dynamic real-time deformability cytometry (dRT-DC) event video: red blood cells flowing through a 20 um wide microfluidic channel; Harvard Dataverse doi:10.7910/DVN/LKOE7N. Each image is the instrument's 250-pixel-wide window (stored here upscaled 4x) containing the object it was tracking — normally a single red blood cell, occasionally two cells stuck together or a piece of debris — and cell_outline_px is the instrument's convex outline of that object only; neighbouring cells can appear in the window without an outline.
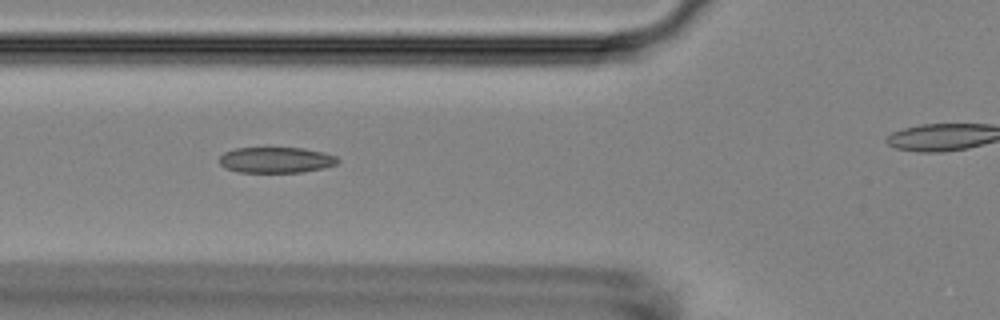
{"species": "Egyptian fruit bat (a non-hibernating species)", "species_latin": "Rousettus aegyptiacus", "temperature_condition": "room temperature", "stored_images_in_passage": 33, "camera_frame_rate_fps": 3000, "um_per_image_px": 0.085, "animal": {"sex": "female"}, "frame": {"image": 1, "passage_image": 5, "time_ms": 1.333, "image_size_px": [1000, 320], "cell_outline_px": [[340, 160], [336, 164], [324, 168], [300, 172], [240, 172], [228, 168], [220, 164], [220, 156], [224, 152], [236, 148], [264, 144], [304, 148], [324, 152], [336, 156]], "centroid_in_image_um": [23.46, 13.53], "position_along_channel_um": 102.3, "area_um2": 18.67}}
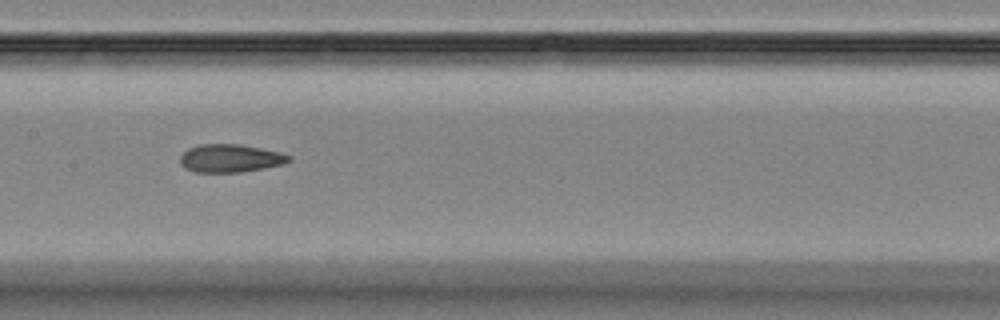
{"frame": {"image": 2, "passage_image": 12, "time_ms": 3.667, "image_size_px": [1000, 320], "cell_outline_px": [[292, 160], [284, 164], [264, 168], [240, 172], [196, 172], [184, 168], [180, 164], [180, 156], [188, 148], [200, 144], [240, 144], [280, 152], [292, 156]], "centroid_in_image_um": [19.58, 13.45], "position_along_channel_um": 187.8, "area_um2": 17.86}}
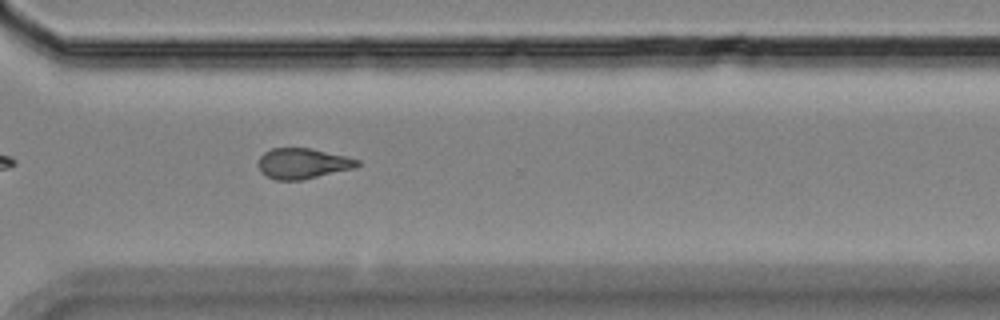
{"frame": {"image": 3, "passage_image": 25, "time_ms": 8.0, "image_size_px": [1000, 320], "cell_outline_px": [[360, 164], [356, 168], [300, 180], [276, 180], [260, 172], [260, 156], [264, 152], [272, 148], [312, 148], [348, 156], [360, 160]], "centroid_in_image_um": [25.78, 13.88], "position_along_channel_um": 344.8, "area_um2": 17.63}, "authors_computed_cell_mechanics": {"area_um2": 18.0336, "velocity_mm_per_s": 3.6328, "shape_relaxation_time_tau1_ms": 10.8372, "shape_relaxation_time_tau2_ms": 2.4755, "deformation_change_tau1": 0.2072, "deformation_change_tau2": 0.1015}}